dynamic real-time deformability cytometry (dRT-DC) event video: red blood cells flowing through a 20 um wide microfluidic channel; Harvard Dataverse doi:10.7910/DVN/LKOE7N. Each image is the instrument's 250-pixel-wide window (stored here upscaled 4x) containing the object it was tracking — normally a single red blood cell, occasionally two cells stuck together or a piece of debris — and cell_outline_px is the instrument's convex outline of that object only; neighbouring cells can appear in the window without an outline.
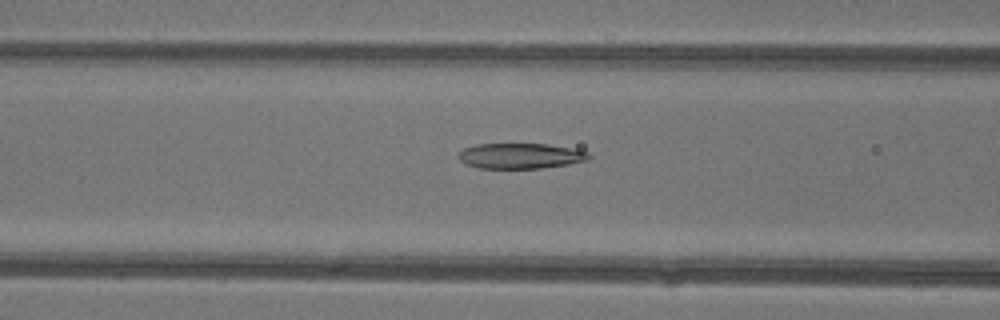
{"species": "common noctule bat (a hibernating species)", "species_latin": "Nyctalus noctula", "temperature_condition": "warm", "stored_images_in_passage": 35, "camera_frame_rate_fps": 3000, "um_per_image_px": 0.085, "animal": {"sex": "female"}, "frame": {"image": 1, "passage_image": 8, "time_ms": 2.333, "image_size_px": [1000, 320], "cell_outline_px": [[592, 156], [588, 160], [568, 164], [540, 168], [476, 168], [460, 160], [456, 156], [464, 148], [476, 144], [548, 144], [588, 152]], "centroid_in_image_um": [44.22, 13.25], "position_along_channel_um": 122.4, "area_um2": 19.19}}
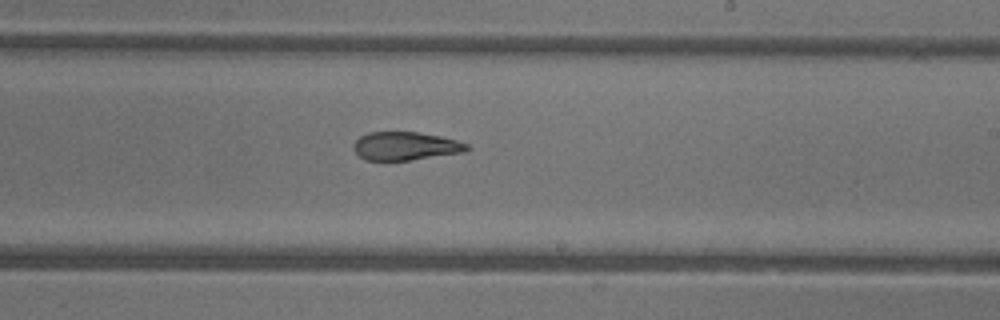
{"frame": {"image": 2, "passage_image": 17, "time_ms": 5.333, "image_size_px": [1000, 320], "cell_outline_px": [[472, 148], [464, 152], [408, 160], [364, 160], [352, 148], [352, 144], [360, 136], [368, 132], [416, 132], [440, 136], [456, 140], [468, 144]], "centroid_in_image_um": [34.45, 12.41], "position_along_channel_um": 254.5, "area_um2": 18.67}}
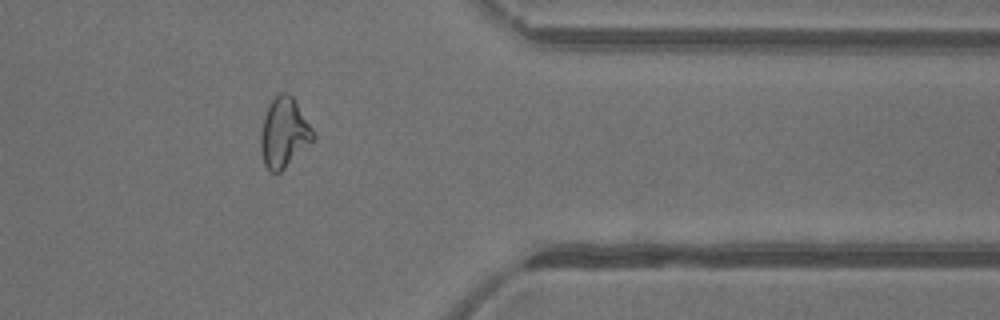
{"frame": {"image": 3, "passage_image": 27, "time_ms": 8.667, "image_size_px": [1000, 320], "cell_outline_px": [[316, 140], [280, 172], [272, 172], [264, 164], [260, 148], [260, 132], [264, 116], [272, 100], [280, 92], [288, 92], [292, 96], [312, 128], [316, 136]], "centroid_in_image_um": [24.16, 11.3], "position_along_channel_um": 387.2, "area_um2": 21.33}, "authors_computed_cell_mechanics": {"area_um2": 20.6346, "velocity_mm_per_s": 4.4148, "shape_relaxation_time_tau1_ms": null, "shape_relaxation_time_tau2_ms": 2.6059, "deformation_change_tau1": null, "deformation_change_tau2": 0.1094}}